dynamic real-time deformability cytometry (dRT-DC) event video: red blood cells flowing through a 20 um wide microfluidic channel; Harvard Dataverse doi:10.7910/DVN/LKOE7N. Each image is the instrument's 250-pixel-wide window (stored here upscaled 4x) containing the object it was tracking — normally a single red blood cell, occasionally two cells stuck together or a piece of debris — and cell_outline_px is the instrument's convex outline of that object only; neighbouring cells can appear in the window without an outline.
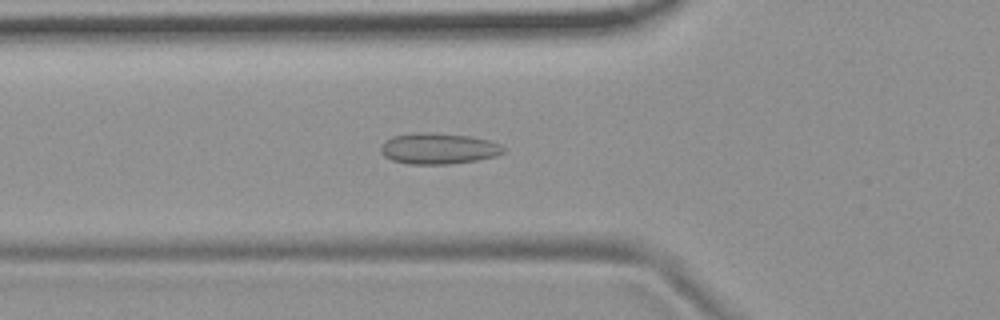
{"species": "common noctule bat (a hibernating species)", "species_latin": "Nyctalus noctula", "temperature_condition": "room temperature", "stored_images_in_passage": 54, "camera_frame_rate_fps": 3000, "um_per_image_px": 0.085, "animal": {"sex": "female", "body_mass_g": 19.9}, "frame": {"image": 1, "passage_image": 19, "time_ms": 6.0, "image_size_px": [1000, 320], "cell_outline_px": [[504, 152], [496, 156], [476, 160], [448, 164], [408, 164], [392, 160], [384, 156], [380, 152], [380, 148], [384, 140], [392, 136], [412, 132], [432, 132], [472, 136], [488, 140], [500, 144], [504, 148]], "centroid_in_image_um": [37.23, 12.61], "position_along_channel_um": 88.6, "area_um2": 22.43}}
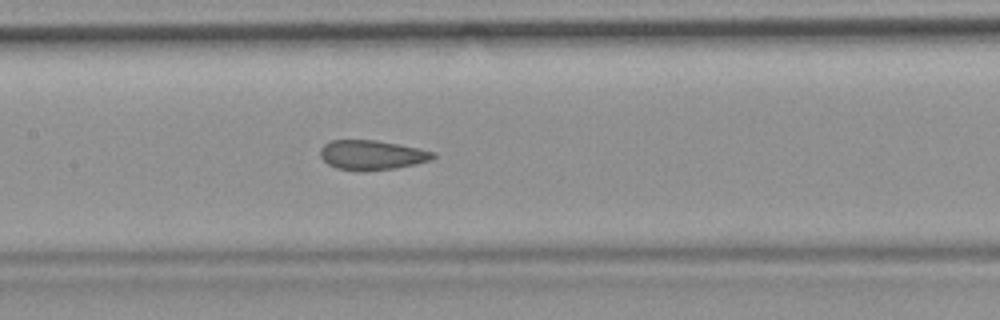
{"frame": {"image": 2, "passage_image": 26, "time_ms": 8.333, "image_size_px": [1000, 320], "cell_outline_px": [[436, 156], [432, 160], [416, 164], [396, 168], [364, 172], [360, 172], [336, 168], [328, 164], [320, 156], [320, 148], [324, 144], [332, 140], [376, 140], [420, 148], [436, 152]], "centroid_in_image_um": [31.63, 13.19], "position_along_channel_um": 175.8, "area_um2": 19.83}}
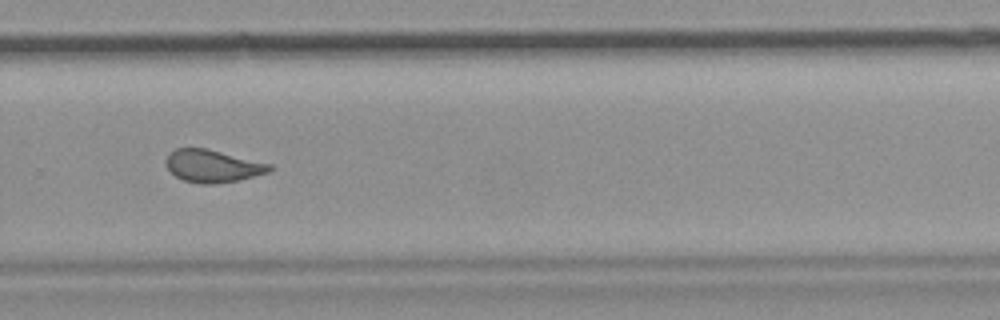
{"frame": {"image": 3, "passage_image": 37, "time_ms": 12.0, "image_size_px": [1000, 320], "cell_outline_px": [[272, 168], [268, 172], [236, 180], [212, 184], [200, 184], [184, 180], [176, 176], [164, 164], [164, 160], [168, 152], [176, 148], [208, 148], [272, 164]], "centroid_in_image_um": [18.03, 14.09], "position_along_channel_um": 311.8, "area_um2": 19.65}, "authors_computed_cell_mechanics": {"area_um2": 20.4612, "velocity_mm_per_s": 3.7189, "shape_relaxation_time_tau1_ms": null, "shape_relaxation_time_tau2_ms": 1.4436, "deformation_change_tau1": null, "deformation_change_tau2": 0.0819}}